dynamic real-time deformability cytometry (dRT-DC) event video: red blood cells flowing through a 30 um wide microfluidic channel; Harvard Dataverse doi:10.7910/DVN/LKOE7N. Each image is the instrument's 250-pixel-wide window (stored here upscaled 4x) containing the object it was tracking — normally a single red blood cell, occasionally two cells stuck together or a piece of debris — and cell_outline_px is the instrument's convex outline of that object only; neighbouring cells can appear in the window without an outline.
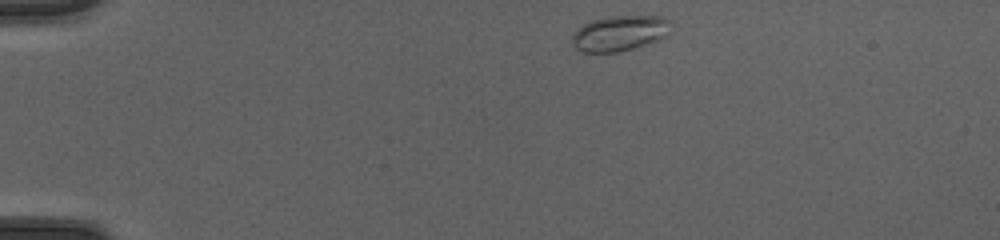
{"species": "common noctule bat (a hibernating species)", "species_latin": "Nyctalus noctula", "temperature_condition": "cold", "stored_images_in_passage": 40, "camera_frame_rate_fps": 3000, "um_per_image_px": 0.085, "animal": {"sex": "female", "body_mass_g": 20.0, "forearm_length_mm": 54.0}, "frame": {"image": 1, "passage_image": 1, "time_ms": 0.0, "image_size_px": [1000, 240], "cell_outline_px": [[668, 36], [660, 40], [620, 52], [580, 52], [572, 48], [572, 36], [584, 24], [592, 20], [608, 16], [664, 16], [668, 20]], "centroid_in_image_um": [52.65, 2.84], "position_along_channel_um": 32.3, "area_um2": 20.46}}
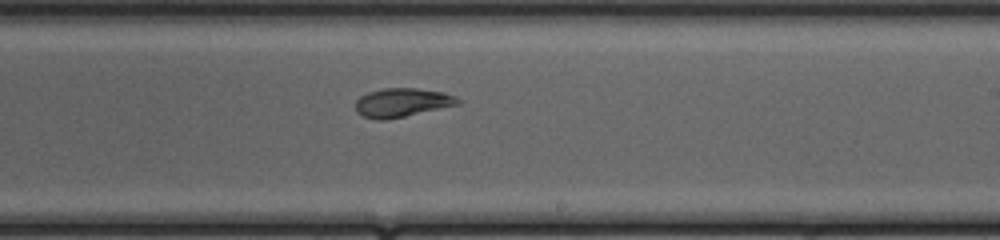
{"frame": {"image": 2, "passage_image": 22, "time_ms": 7.0, "image_size_px": [1000, 240], "cell_outline_px": [[460, 104], [404, 116], [384, 120], [376, 120], [364, 116], [356, 112], [356, 100], [360, 96], [368, 92], [384, 88], [416, 88], [444, 92], [456, 96], [460, 100]], "centroid_in_image_um": [34.17, 8.71], "position_along_channel_um": 254.8, "area_um2": 17.11}}
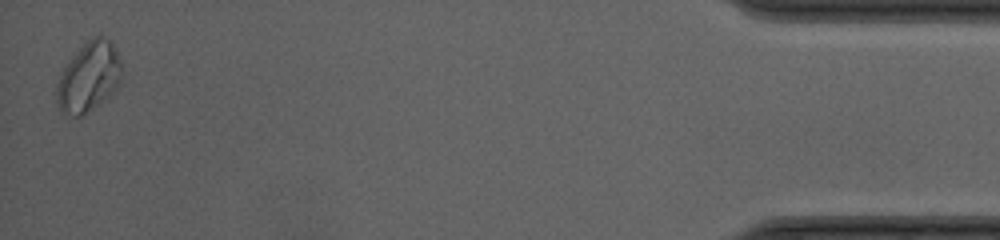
{"frame": {"image": 3, "passage_image": 40, "time_ms": 13.0, "image_size_px": [1000, 240], "cell_outline_px": [[124, 76], [116, 88], [104, 100], [80, 116], [72, 116], [60, 112], [56, 100], [56, 84], [68, 60], [92, 36], [104, 36], [112, 44], [120, 60], [124, 72]], "centroid_in_image_um": [7.55, 6.55], "position_along_channel_um": 427.7, "area_um2": 26.36}, "authors_computed_cell_mechanics": {"area_um2": 17.6868, "velocity_mm_per_s": 4.2111, "shape_relaxation_time_tau1_ms": 5.8546, "shape_relaxation_time_tau2_ms": 1.9867, "deformation_change_tau1": 0.1639, "deformation_change_tau2": 0.0395}}